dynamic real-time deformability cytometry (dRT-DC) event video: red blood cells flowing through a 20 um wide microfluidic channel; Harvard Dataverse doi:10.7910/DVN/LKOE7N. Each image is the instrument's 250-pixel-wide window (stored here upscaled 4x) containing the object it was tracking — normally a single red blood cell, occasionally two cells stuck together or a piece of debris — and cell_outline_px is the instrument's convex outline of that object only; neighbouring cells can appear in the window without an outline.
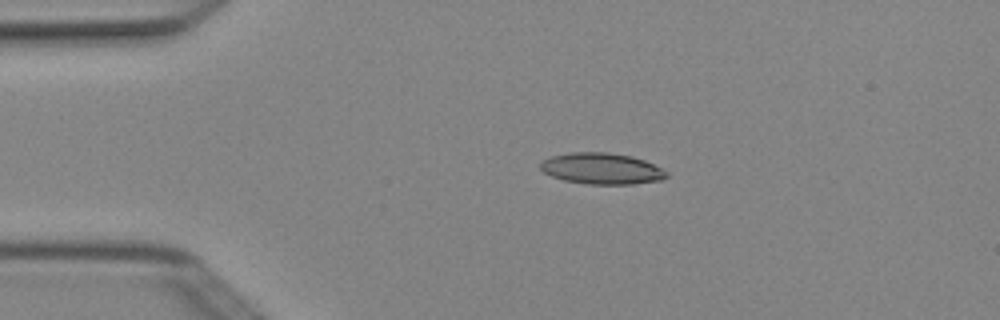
{"species": "Egyptian fruit bat (a non-hibernating species)", "species_latin": "Rousettus aegyptiacus", "temperature_condition": "cold", "stored_images_in_passage": 4, "camera_frame_rate_fps": 3000, "um_per_image_px": 0.085, "animal": {"sex": "female"}, "frame": {"image": 1, "passage_image": 3, "time_ms": 0.667, "image_size_px": [1000, 320], "cell_outline_px": [[668, 176], [664, 180], [632, 184], [588, 184], [564, 180], [552, 176], [544, 172], [540, 168], [540, 164], [544, 160], [552, 156], [572, 152], [608, 152], [632, 156], [644, 160], [668, 172]], "centroid_in_image_um": [51.17, 14.33], "position_along_channel_um": 33.8, "area_um2": 22.89}}